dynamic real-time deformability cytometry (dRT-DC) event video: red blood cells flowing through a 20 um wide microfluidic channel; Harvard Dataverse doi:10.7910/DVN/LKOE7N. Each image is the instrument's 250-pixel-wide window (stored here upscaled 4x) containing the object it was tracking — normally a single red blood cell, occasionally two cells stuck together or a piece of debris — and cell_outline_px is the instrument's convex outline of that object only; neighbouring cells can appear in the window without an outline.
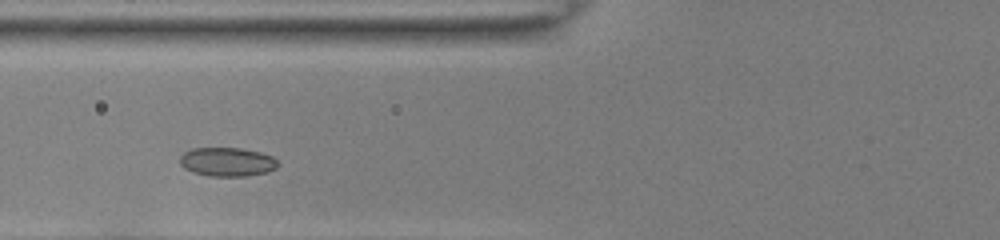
{"species": "common noctule bat (a hibernating species)", "species_latin": "Nyctalus noctula", "temperature_condition": "room temperature", "stored_images_in_passage": 28, "camera_frame_rate_fps": 3000, "um_per_image_px": 0.085, "animal": {"sex": "female", "body_mass_g": 22.0, "forearm_length_mm": 56.7}, "frame": {"image": 1, "passage_image": 6, "time_ms": 1.667, "image_size_px": [1000, 240], "cell_outline_px": [[280, 164], [276, 168], [268, 172], [248, 176], [208, 176], [192, 172], [184, 168], [180, 164], [180, 156], [184, 152], [192, 148], [240, 148], [260, 152], [272, 156]], "centroid_in_image_um": [19.31, 13.76], "position_along_channel_um": 106.5, "area_um2": 16.65}}
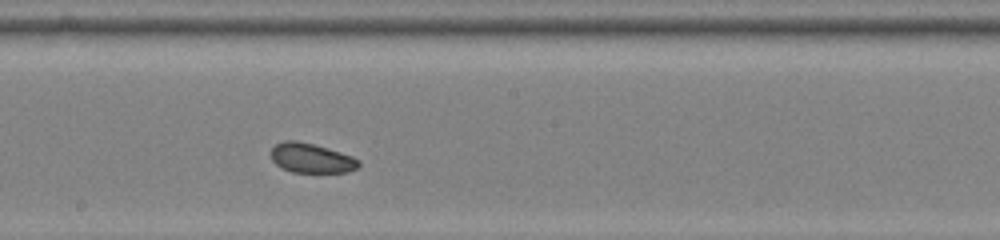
{"frame": {"image": 2, "passage_image": 15, "time_ms": 4.667, "image_size_px": [1000, 240], "cell_outline_px": [[360, 164], [356, 168], [348, 172], [292, 172], [280, 168], [272, 160], [272, 148], [276, 144], [284, 140], [296, 140], [312, 144], [340, 152], [352, 156], [360, 160]], "centroid_in_image_um": [26.45, 13.44], "position_along_channel_um": 221.7, "area_um2": 15.03}}
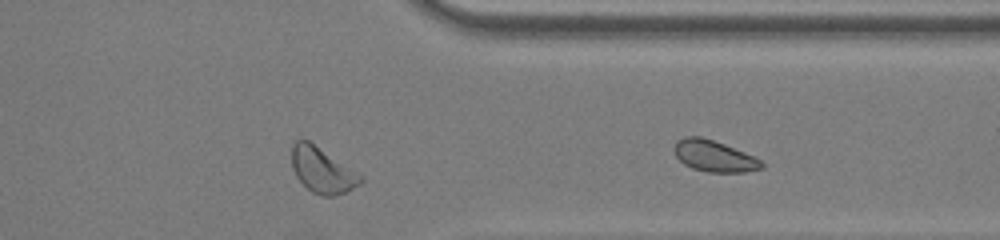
{"frame": {"image": 3, "passage_image": 25, "time_ms": 8.0, "image_size_px": [1000, 240], "cell_outline_px": [[364, 180], [360, 184], [344, 192], [332, 196], [324, 196], [312, 192], [296, 176], [292, 168], [292, 144], [296, 140], [308, 140], [356, 172]], "centroid_in_image_um": [27.35, 14.46], "position_along_channel_um": 384.0, "area_um2": 17.69}, "authors_computed_cell_mechanics": {"area_um2": 16.0684, "velocity_mm_per_s": 3.8426, "shape_relaxation_time_tau1_ms": null, "shape_relaxation_time_tau2_ms": 4.2857, "deformation_change_tau1": null, "deformation_change_tau2": 0.0812}}